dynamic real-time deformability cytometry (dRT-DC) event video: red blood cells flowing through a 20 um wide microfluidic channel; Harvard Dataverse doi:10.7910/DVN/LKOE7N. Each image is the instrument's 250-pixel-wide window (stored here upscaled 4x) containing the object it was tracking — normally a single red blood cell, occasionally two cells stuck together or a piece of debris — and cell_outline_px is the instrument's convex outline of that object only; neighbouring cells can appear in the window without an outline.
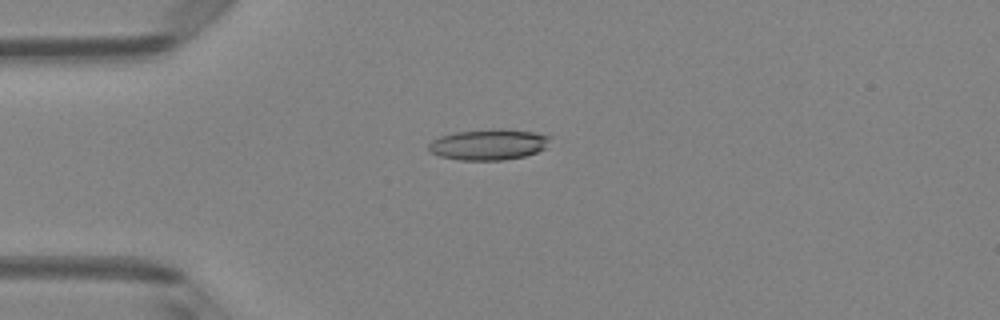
{"species": "Egyptian fruit bat (a non-hibernating species)", "species_latin": "Rousettus aegyptiacus", "temperature_condition": "room temperature", "stored_images_in_passage": 50, "camera_frame_rate_fps": 3000, "um_per_image_px": 0.085, "animal": {"sex": "female"}, "frame": {"image": 1, "passage_image": 13, "time_ms": 4.0, "image_size_px": [1000, 320], "cell_outline_px": [[552, 136], [544, 148], [536, 152], [524, 156], [504, 160], [460, 160], [440, 156], [432, 152], [428, 148], [428, 144], [432, 140], [440, 136], [456, 132], [492, 128], [504, 128], [532, 132]], "centroid_in_image_um": [41.52, 12.27], "position_along_channel_um": 43.5, "area_um2": 21.85}}
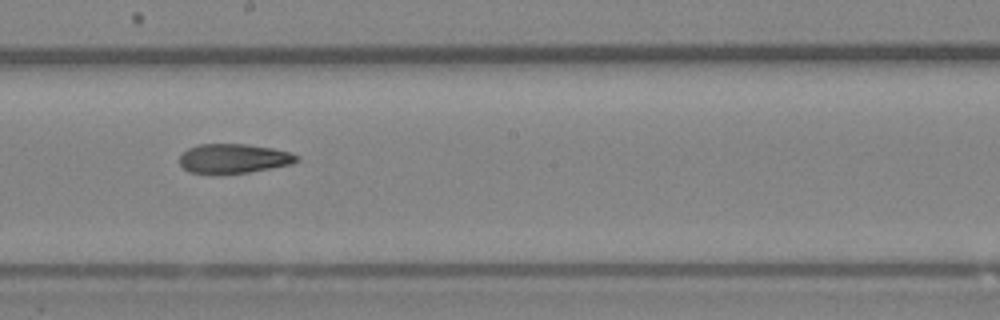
{"frame": {"image": 2, "passage_image": 28, "time_ms": 9.0, "image_size_px": [1000, 320], "cell_outline_px": [[300, 160], [292, 164], [272, 168], [248, 172], [220, 176], [216, 176], [188, 172], [180, 164], [180, 156], [188, 148], [200, 144], [244, 144], [272, 148], [292, 152], [300, 156]], "centroid_in_image_um": [19.87, 13.51], "position_along_channel_um": 228.3, "area_um2": 20.69}}
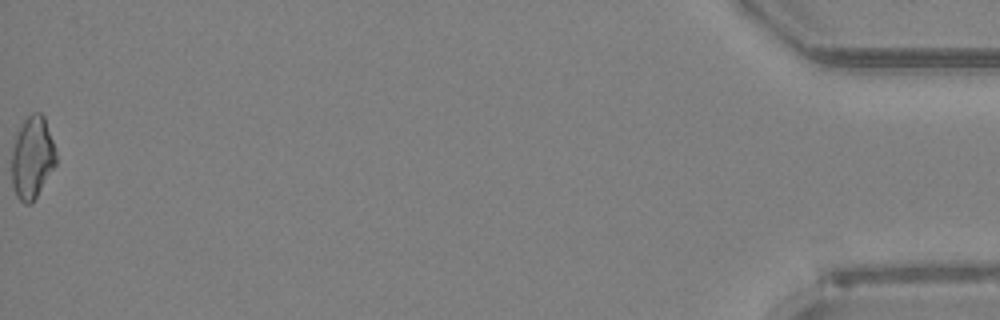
{"frame": {"image": 3, "passage_image": 50, "time_ms": 16.333, "image_size_px": [1000, 320], "cell_outline_px": [[56, 164], [32, 204], [24, 204], [16, 196], [12, 184], [12, 148], [16, 136], [24, 120], [32, 112], [40, 112], [44, 116], [56, 152]], "centroid_in_image_um": [2.74, 13.42], "position_along_channel_um": 432.5, "area_um2": 21.15}, "authors_computed_cell_mechanics": {"area_um2": 20.8658, "velocity_mm_per_s": 4.1535, "shape_relaxation_time_tau1_ms": null, "shape_relaxation_time_tau2_ms": 4.4541, "deformation_change_tau1": null, "deformation_change_tau2": 0.1424}}